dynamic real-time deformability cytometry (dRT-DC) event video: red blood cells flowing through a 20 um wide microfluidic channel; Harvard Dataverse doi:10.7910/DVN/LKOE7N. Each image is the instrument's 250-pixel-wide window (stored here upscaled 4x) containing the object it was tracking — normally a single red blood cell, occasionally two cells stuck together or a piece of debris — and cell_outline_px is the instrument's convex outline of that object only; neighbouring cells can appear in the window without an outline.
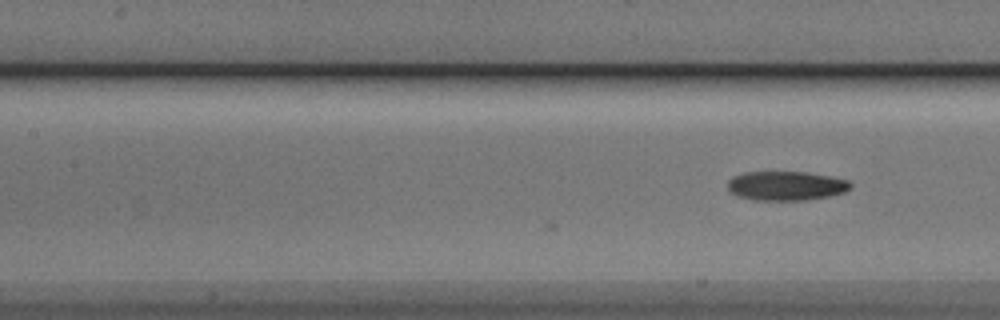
{"species": "Egyptian fruit bat (a non-hibernating species)", "species_latin": "Rousettus aegyptiacus", "temperature_condition": "cold", "stored_images_in_passage": 8, "camera_frame_rate_fps": 3000, "um_per_image_px": 0.085, "animal": {"sex": "male"}, "frame": {"image": 1, "passage_image": 8, "time_ms": 2.333, "image_size_px": [1000, 320], "cell_outline_px": [[852, 188], [844, 192], [832, 196], [808, 200], [756, 200], [740, 196], [732, 192], [728, 188], [728, 180], [732, 176], [744, 172], [804, 172], [832, 176], [848, 180], [852, 184]], "centroid_in_image_um": [66.87, 15.79], "position_along_channel_um": 140.5, "area_um2": 21.04}}